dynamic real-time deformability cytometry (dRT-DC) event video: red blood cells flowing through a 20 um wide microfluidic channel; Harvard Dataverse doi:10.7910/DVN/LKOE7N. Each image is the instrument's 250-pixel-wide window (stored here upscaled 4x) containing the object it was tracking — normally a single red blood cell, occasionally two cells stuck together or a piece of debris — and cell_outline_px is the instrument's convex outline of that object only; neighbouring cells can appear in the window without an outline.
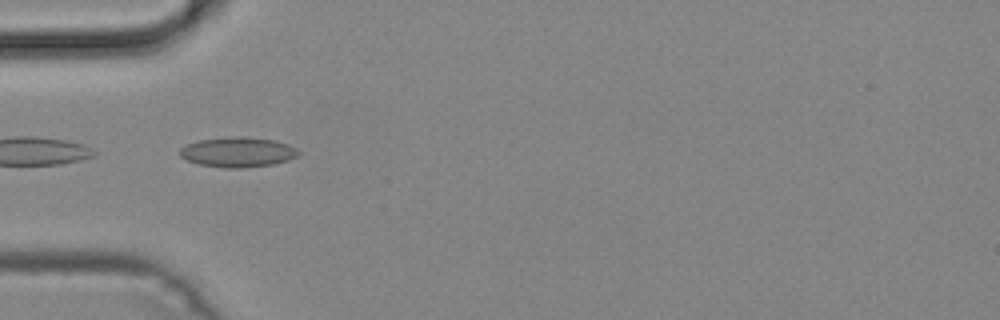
{"species": "common noctule bat (a hibernating species)", "species_latin": "Nyctalus noctula", "temperature_condition": "cold", "stored_images_in_passage": 15, "camera_frame_rate_fps": 3000, "um_per_image_px": 0.085, "animal": {"sex": "male", "body_mass_g": 19.2, "forearm_length_mm": 51.8}, "frame": {"image": 1, "passage_image": 13, "time_ms": 4.0, "image_size_px": [1000, 320], "cell_outline_px": [[300, 152], [296, 156], [288, 160], [272, 164], [244, 168], [224, 168], [200, 164], [188, 160], [180, 156], [180, 148], [184, 144], [200, 140], [232, 136], [244, 136], [276, 140], [288, 144], [296, 148]], "centroid_in_image_um": [20.21, 12.92], "position_along_channel_um": 64.8, "area_um2": 20.81}}